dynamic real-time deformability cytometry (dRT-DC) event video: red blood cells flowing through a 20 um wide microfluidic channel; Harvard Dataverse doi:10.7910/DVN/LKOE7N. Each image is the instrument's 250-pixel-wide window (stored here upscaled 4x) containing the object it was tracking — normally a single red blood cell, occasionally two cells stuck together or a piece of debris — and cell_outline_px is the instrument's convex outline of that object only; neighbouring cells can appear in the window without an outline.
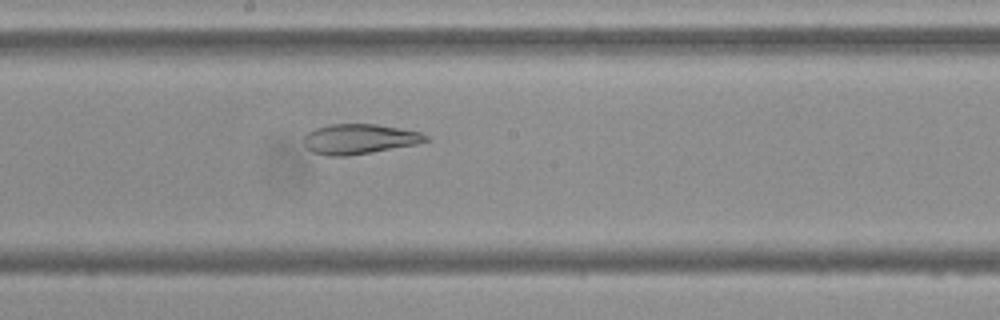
{"species": "Egyptian fruit bat (a non-hibernating species)", "species_latin": "Rousettus aegyptiacus", "temperature_condition": "cold", "stored_images_in_passage": 54, "camera_frame_rate_fps": 3000, "um_per_image_px": 0.085, "frame": {"image": 1, "passage_image": 29, "time_ms": 9.333, "image_size_px": [1000, 320], "cell_outline_px": [[428, 140], [416, 144], [372, 152], [344, 156], [328, 156], [312, 152], [304, 144], [304, 136], [308, 132], [316, 128], [328, 124], [376, 124], [400, 128], [420, 132], [428, 136]], "centroid_in_image_um": [30.52, 11.81], "position_along_channel_um": 217.7, "area_um2": 21.21}}
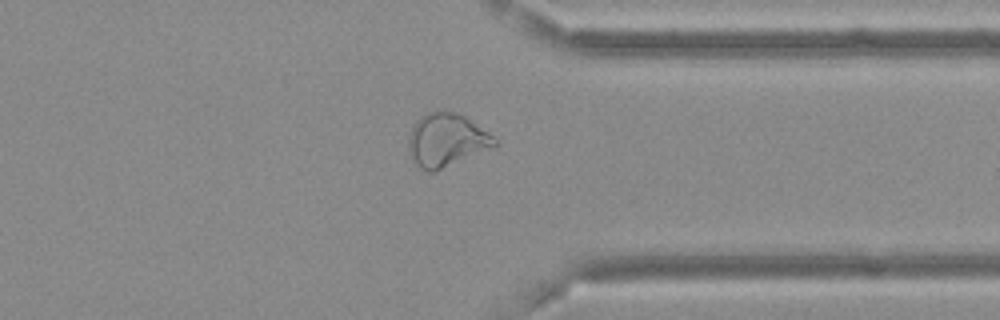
{"frame": {"image": 2, "passage_image": 42, "time_ms": 13.667, "image_size_px": [1000, 320], "cell_outline_px": [[500, 144], [496, 148], [436, 172], [428, 172], [420, 168], [416, 164], [408, 152], [408, 136], [416, 120], [420, 116], [428, 112], [440, 108], [456, 112], [464, 116], [488, 132]], "centroid_in_image_um": [37.97, 11.92], "position_along_channel_um": 373.4, "area_um2": 27.57}}
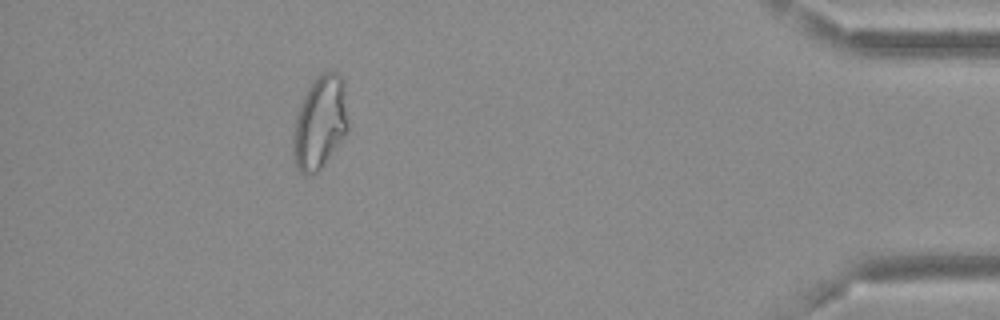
{"frame": {"image": 3, "passage_image": 49, "time_ms": 16.0, "image_size_px": [1000, 320], "cell_outline_px": [[348, 132], [320, 168], [312, 176], [304, 176], [296, 168], [292, 152], [292, 136], [296, 116], [304, 96], [312, 80], [324, 72], [336, 72], [340, 76], [348, 124]], "centroid_in_image_um": [27.14, 10.5], "position_along_channel_um": 408.1, "area_um2": 29.42}, "authors_computed_cell_mechanics": {"area_um2": 28.1486, "velocity_mm_per_s": 3.6668, "shape_relaxation_time_tau1_ms": null, "shape_relaxation_time_tau2_ms": 3.5317, "deformation_change_tau1": null, "deformation_change_tau2": 0.0869}}